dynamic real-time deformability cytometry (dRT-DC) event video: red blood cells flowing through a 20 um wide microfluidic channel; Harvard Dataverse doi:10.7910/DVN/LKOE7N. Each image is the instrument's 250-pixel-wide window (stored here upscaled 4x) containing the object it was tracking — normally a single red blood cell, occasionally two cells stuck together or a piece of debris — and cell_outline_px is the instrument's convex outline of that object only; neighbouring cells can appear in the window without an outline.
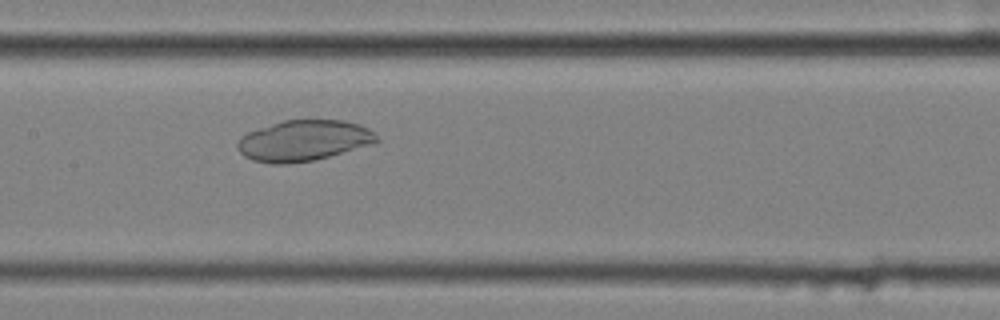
{"species": "common noctule bat (a hibernating species)", "species_latin": "Nyctalus noctula", "temperature_condition": "cold", "stored_images_in_passage": 57, "camera_frame_rate_fps": 3000, "um_per_image_px": 0.085, "animal": {"sex": "female", "body_mass_g": 25.1}, "frame": {"image": 1, "passage_image": 28, "time_ms": 9.0, "image_size_px": [1000, 320], "cell_outline_px": [[380, 140], [376, 144], [316, 160], [284, 164], [272, 164], [252, 160], [244, 156], [236, 148], [236, 140], [240, 136], [248, 132], [284, 120], [344, 120], [360, 124], [368, 128]], "centroid_in_image_um": [25.82, 11.96], "position_along_channel_um": 181.6, "area_um2": 33.47}}
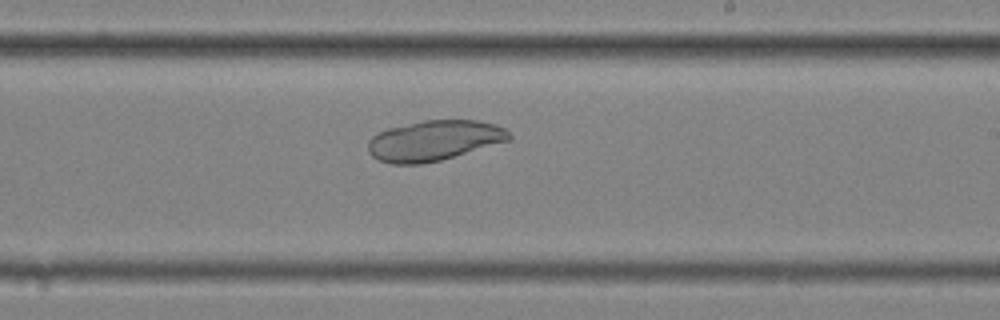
{"frame": {"image": 2, "passage_image": 34, "time_ms": 11.0, "image_size_px": [1000, 320], "cell_outline_px": [[512, 140], [440, 160], [420, 164], [392, 164], [380, 160], [372, 156], [368, 152], [368, 140], [376, 132], [388, 128], [424, 120], [476, 120], [496, 124], [504, 128], [512, 136]], "centroid_in_image_um": [36.89, 11.94], "position_along_channel_um": 252.1, "area_um2": 33.23}}
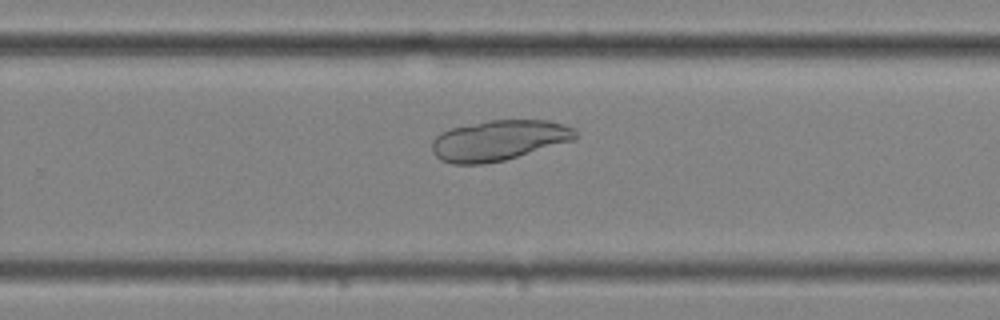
{"frame": {"image": 3, "passage_image": 37, "time_ms": 12.0, "image_size_px": [1000, 320], "cell_outline_px": [[576, 140], [504, 160], [484, 164], [452, 164], [440, 160], [432, 152], [432, 140], [440, 132], [452, 128], [488, 120], [548, 120], [564, 124], [576, 128]], "centroid_in_image_um": [42.41, 11.93], "position_along_channel_um": 287.4, "area_um2": 33.99}}